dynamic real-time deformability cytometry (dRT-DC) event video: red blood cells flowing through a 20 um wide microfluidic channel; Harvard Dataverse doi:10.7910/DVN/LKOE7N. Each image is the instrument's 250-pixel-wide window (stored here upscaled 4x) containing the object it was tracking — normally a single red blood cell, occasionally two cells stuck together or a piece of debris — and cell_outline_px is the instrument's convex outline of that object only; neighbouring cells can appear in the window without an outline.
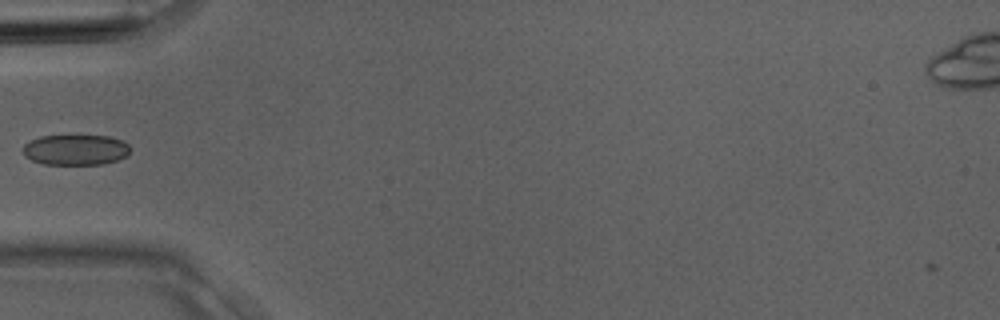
{"species": "Egyptian fruit bat (a non-hibernating species)", "species_latin": "Rousettus aegyptiacus", "temperature_condition": "room temperature", "stored_images_in_passage": 4, "camera_frame_rate_fps": 3000, "um_per_image_px": 0.085, "animal": {"sex": "male"}, "frame": {"image": 1, "passage_image": 4, "time_ms": 1.0, "image_size_px": [1000, 320], "cell_outline_px": [[128, 152], [124, 156], [116, 160], [104, 164], [44, 164], [32, 160], [24, 156], [24, 144], [40, 136], [108, 136], [120, 140], [128, 144]], "centroid_in_image_um": [6.39, 12.73], "position_along_channel_um": 78.6, "area_um2": 18.73}}